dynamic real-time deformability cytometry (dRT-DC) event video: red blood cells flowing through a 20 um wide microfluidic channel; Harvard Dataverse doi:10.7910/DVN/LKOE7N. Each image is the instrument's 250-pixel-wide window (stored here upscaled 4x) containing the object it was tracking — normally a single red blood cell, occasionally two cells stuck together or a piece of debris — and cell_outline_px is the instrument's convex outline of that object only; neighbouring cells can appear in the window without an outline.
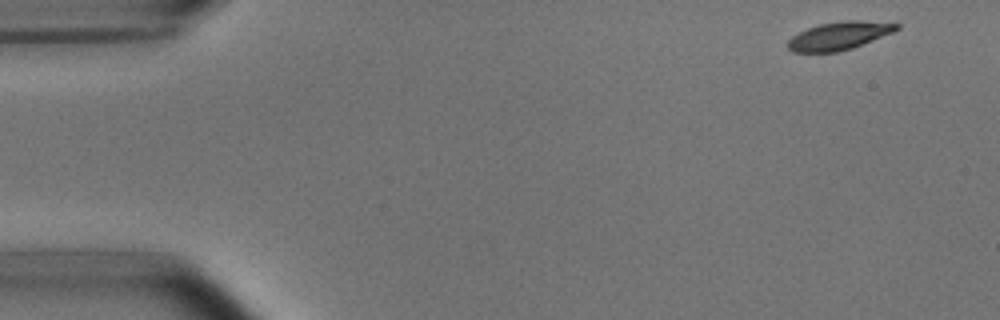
{"species": "common noctule bat (a hibernating species)", "species_latin": "Nyctalus noctula", "temperature_condition": "room temperature", "stored_images_in_passage": 5, "camera_frame_rate_fps": 3000, "um_per_image_px": 0.085, "animal": {"sex": "male", "body_mass_g": 15.6}, "frame": {"image": 1, "passage_image": 1, "time_ms": 0.0, "image_size_px": [1000, 320], "cell_outline_px": [[900, 28], [892, 32], [852, 48], [836, 52], [792, 52], [788, 48], [788, 40], [792, 36], [808, 28], [820, 24], [844, 20], [860, 20], [900, 24]], "centroid_in_image_um": [71.31, 3.04], "position_along_channel_um": 13.7, "area_um2": 17.51}}
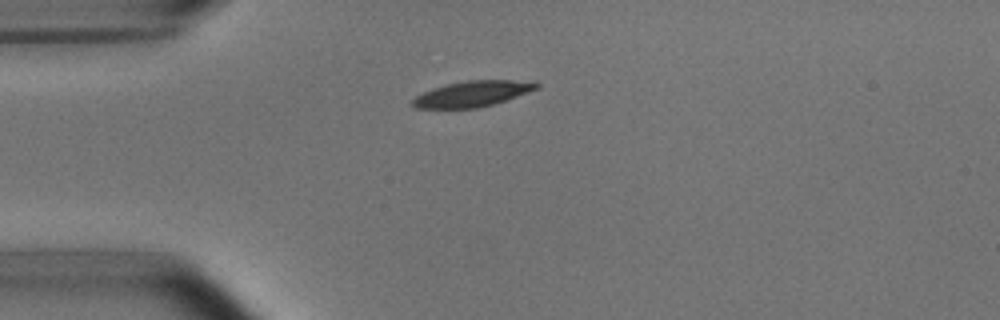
{"frame": {"image": 2, "passage_image": 4, "time_ms": 3.333, "image_size_px": [1000, 320], "cell_outline_px": [[540, 88], [480, 108], [416, 108], [408, 104], [416, 96], [432, 88], [448, 84], [468, 80], [536, 80], [540, 84]], "centroid_in_image_um": [40.18, 7.96], "position_along_channel_um": 44.8, "area_um2": 18.67}}